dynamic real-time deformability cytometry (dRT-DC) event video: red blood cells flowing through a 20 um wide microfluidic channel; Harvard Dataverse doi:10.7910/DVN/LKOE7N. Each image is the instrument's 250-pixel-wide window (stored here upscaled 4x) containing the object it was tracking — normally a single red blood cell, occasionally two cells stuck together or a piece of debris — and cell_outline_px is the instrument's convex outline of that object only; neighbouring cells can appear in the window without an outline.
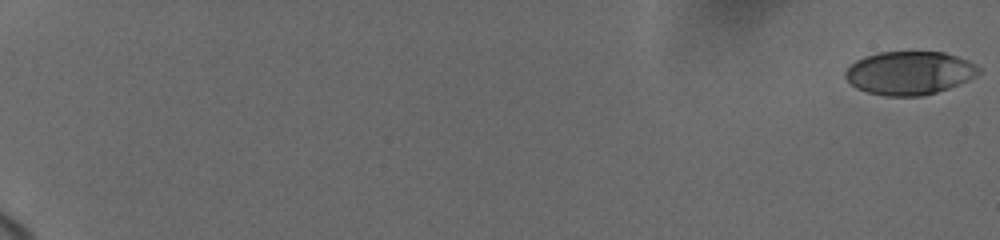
{"species": "human", "species_latin": "Homo sapiens", "temperature_condition": "cold", "stored_images_in_passage": 10, "camera_frame_rate_fps": 3000, "um_per_image_px": 0.085, "donor": {"sex": "female"}, "frame": {"image": 1, "passage_image": 1, "time_ms": 0.0, "image_size_px": [1000, 240], "cell_outline_px": [[980, 72], [976, 76], [968, 80], [948, 88], [936, 92], [920, 96], [884, 96], [868, 92], [856, 88], [844, 76], [844, 72], [856, 60], [864, 56], [880, 52], [944, 52], [968, 60], [976, 64], [980, 68]], "centroid_in_image_um": [77.3, 6.2], "position_along_channel_um": 7.7, "area_um2": 33.64}}